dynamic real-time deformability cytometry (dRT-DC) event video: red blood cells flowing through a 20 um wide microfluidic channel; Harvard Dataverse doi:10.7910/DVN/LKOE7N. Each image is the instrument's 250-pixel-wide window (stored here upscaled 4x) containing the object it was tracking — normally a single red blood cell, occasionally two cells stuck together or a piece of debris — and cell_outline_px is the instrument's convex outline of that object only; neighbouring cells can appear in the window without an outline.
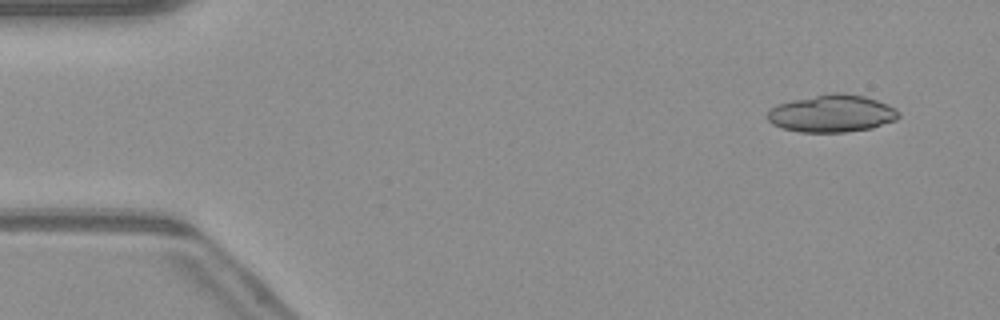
{"species": "common noctule bat (a hibernating species)", "species_latin": "Nyctalus noctula", "temperature_condition": "warm", "stored_images_in_passage": 49, "camera_frame_rate_fps": 3000, "um_per_image_px": 0.085, "animal": {"sex": "male", "body_mass_g": 23.1, "forearm_length_mm": 52.7}, "frame": {"image": 1, "passage_image": 3, "time_ms": 0.667, "image_size_px": [1000, 320], "cell_outline_px": [[900, 116], [896, 120], [872, 128], [844, 132], [800, 132], [780, 128], [772, 124], [764, 116], [776, 104], [792, 100], [832, 92], [844, 92], [864, 96], [888, 104], [896, 108], [900, 112]], "centroid_in_image_um": [70.7, 9.64], "position_along_channel_um": 14.3, "area_um2": 28.9}}